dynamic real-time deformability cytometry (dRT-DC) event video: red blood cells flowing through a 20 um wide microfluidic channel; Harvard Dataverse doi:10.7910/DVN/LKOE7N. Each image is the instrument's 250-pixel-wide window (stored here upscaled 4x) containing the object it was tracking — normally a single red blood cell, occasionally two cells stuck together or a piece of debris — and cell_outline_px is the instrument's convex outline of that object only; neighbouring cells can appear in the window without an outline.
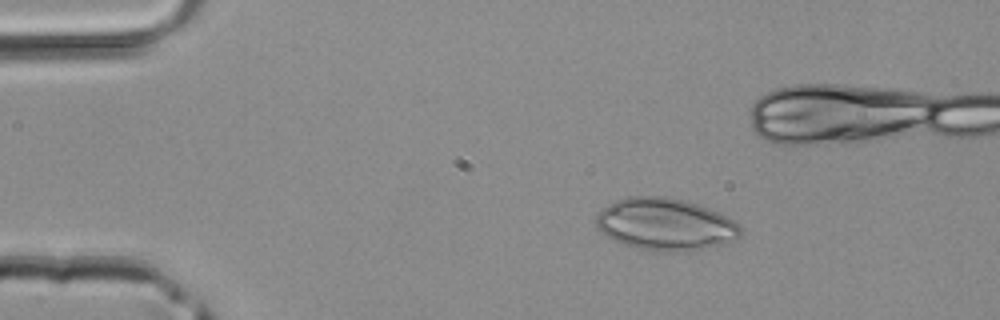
{"species": "common noctule bat (a hibernating species)", "species_latin": "Nyctalus noctula", "temperature_condition": "room temperature", "stored_images_in_passage": 5, "camera_frame_rate_fps": 3000, "um_per_image_px": 0.085, "animal": {"sex": "male", "body_mass_g": 20.4}, "frame": {"image": 1, "passage_image": 2, "time_ms": 0.333, "image_size_px": [1000, 320], "cell_outline_px": [[740, 236], [736, 240], [724, 244], [704, 248], [676, 252], [660, 252], [640, 248], [624, 244], [612, 240], [596, 224], [596, 216], [604, 208], [616, 200], [628, 196], [664, 196], [688, 200], [720, 212], [728, 216], [740, 228]], "centroid_in_image_um": [56.59, 19.05], "position_along_channel_um": 28.4, "area_um2": 43.81}}